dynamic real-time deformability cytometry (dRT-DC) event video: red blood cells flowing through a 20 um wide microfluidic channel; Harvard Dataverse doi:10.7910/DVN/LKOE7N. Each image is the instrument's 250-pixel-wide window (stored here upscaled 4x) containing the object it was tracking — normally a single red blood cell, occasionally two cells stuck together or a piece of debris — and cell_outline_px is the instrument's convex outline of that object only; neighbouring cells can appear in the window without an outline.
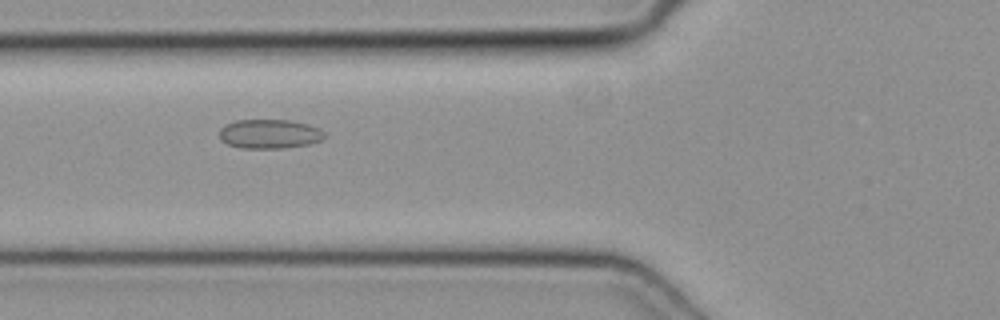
{"species": "common noctule bat (a hibernating species)", "species_latin": "Nyctalus noctula", "temperature_condition": "cold", "stored_images_in_passage": 39, "camera_frame_rate_fps": 3000, "um_per_image_px": 0.085, "animal": {"sex": "female", "body_mass_g": 19.3, "forearm_length_mm": 54.1}, "frame": {"image": 1, "passage_image": 7, "time_ms": 2.0, "image_size_px": [1000, 320], "cell_outline_px": [[324, 136], [320, 140], [308, 144], [284, 148], [240, 148], [228, 144], [220, 140], [220, 128], [224, 124], [236, 120], [292, 120], [308, 124], [320, 128], [324, 132]], "centroid_in_image_um": [22.88, 11.37], "position_along_channel_um": 102.9, "area_um2": 17.98}}
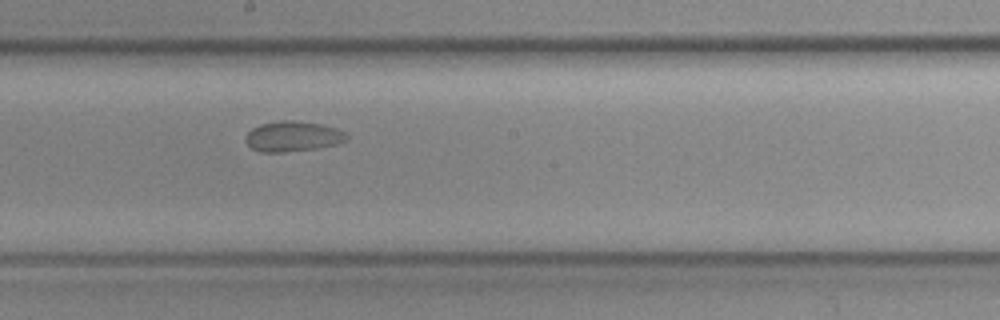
{"frame": {"image": 2, "passage_image": 16, "time_ms": 5.0, "image_size_px": [1000, 320], "cell_outline_px": [[348, 140], [336, 144], [316, 148], [284, 152], [260, 152], [252, 148], [244, 140], [244, 136], [252, 128], [260, 124], [280, 120], [292, 120], [320, 124], [336, 128], [344, 132], [348, 136]], "centroid_in_image_um": [24.86, 11.59], "position_along_channel_um": 223.3, "area_um2": 17.86}}
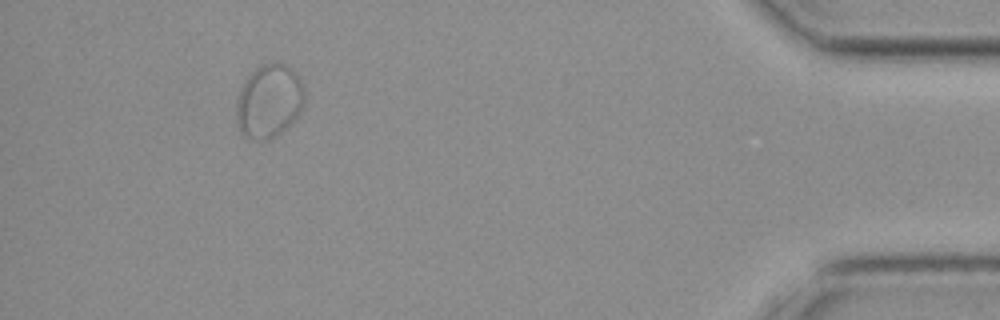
{"frame": {"image": 3, "passage_image": 35, "time_ms": 11.333, "image_size_px": [1000, 320], "cell_outline_px": [[304, 104], [300, 112], [280, 132], [264, 140], [252, 140], [244, 136], [236, 128], [236, 100], [240, 88], [248, 76], [260, 64], [284, 64], [292, 68], [296, 72], [304, 88]], "centroid_in_image_um": [22.83, 8.6], "position_along_channel_um": 412.4, "area_um2": 29.13}}